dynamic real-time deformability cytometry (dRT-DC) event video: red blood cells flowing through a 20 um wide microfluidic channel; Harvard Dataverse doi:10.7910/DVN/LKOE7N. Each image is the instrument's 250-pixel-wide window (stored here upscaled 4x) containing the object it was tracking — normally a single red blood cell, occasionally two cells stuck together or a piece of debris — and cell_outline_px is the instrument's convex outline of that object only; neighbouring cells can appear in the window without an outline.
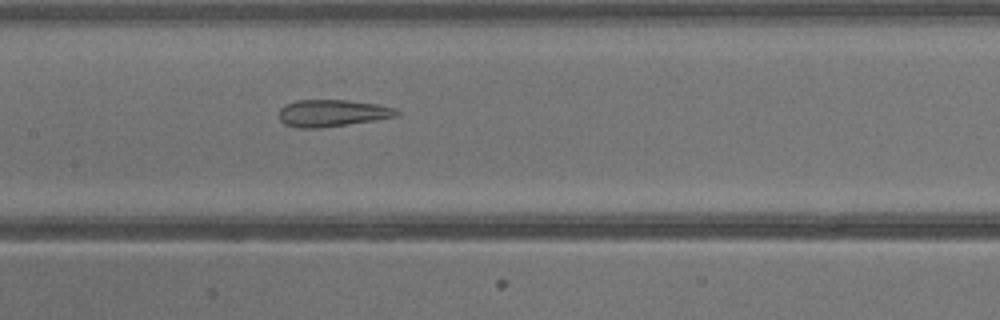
{"species": "common noctule bat (a hibernating species)", "species_latin": "Nyctalus noctula", "temperature_condition": "warm", "stored_images_in_passage": 40, "camera_frame_rate_fps": 3000, "um_per_image_px": 0.085, "animal": {"sex": "male", "body_mass_g": 13.3}, "frame": {"image": 1, "passage_image": 20, "time_ms": 6.333, "image_size_px": [1000, 320], "cell_outline_px": [[400, 116], [376, 120], [320, 128], [300, 128], [284, 124], [280, 120], [280, 108], [296, 100], [348, 100], [376, 104], [396, 108], [400, 112]], "centroid_in_image_um": [28.28, 9.62], "position_along_channel_um": 179.1, "area_um2": 18.5}}
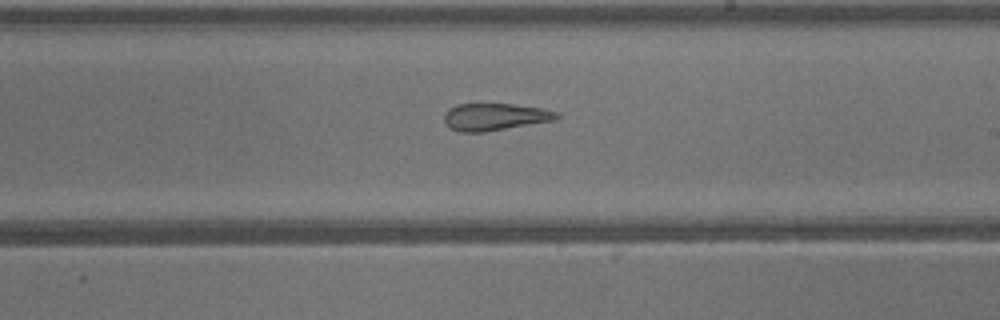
{"frame": {"image": 2, "passage_image": 24, "time_ms": 7.667, "image_size_px": [1000, 320], "cell_outline_px": [[564, 116], [556, 120], [484, 132], [460, 132], [444, 124], [444, 112], [448, 108], [456, 104], [512, 104], [544, 108], [560, 112]], "centroid_in_image_um": [42.11, 9.92], "position_along_channel_um": 246.9, "area_um2": 18.15}}
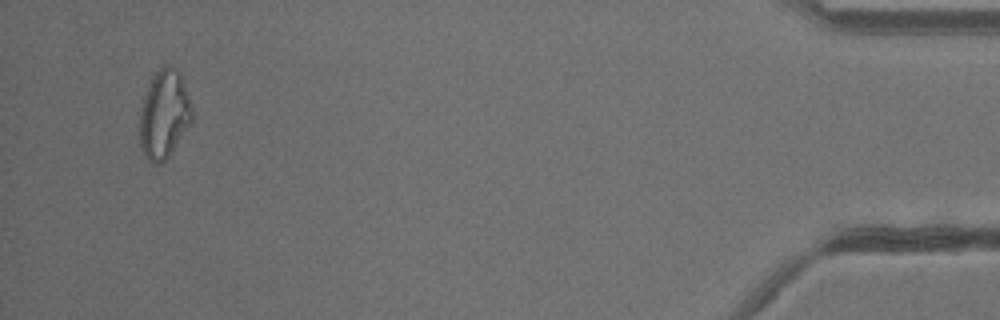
{"frame": {"image": 3, "passage_image": 39, "time_ms": 12.667, "image_size_px": [1000, 320], "cell_outline_px": [[192, 120], [168, 156], [160, 164], [152, 164], [144, 156], [140, 144], [140, 108], [148, 84], [152, 76], [164, 64], [172, 64], [180, 72], [192, 108]], "centroid_in_image_um": [13.93, 9.68], "position_along_channel_um": 421.3, "area_um2": 26.88}}